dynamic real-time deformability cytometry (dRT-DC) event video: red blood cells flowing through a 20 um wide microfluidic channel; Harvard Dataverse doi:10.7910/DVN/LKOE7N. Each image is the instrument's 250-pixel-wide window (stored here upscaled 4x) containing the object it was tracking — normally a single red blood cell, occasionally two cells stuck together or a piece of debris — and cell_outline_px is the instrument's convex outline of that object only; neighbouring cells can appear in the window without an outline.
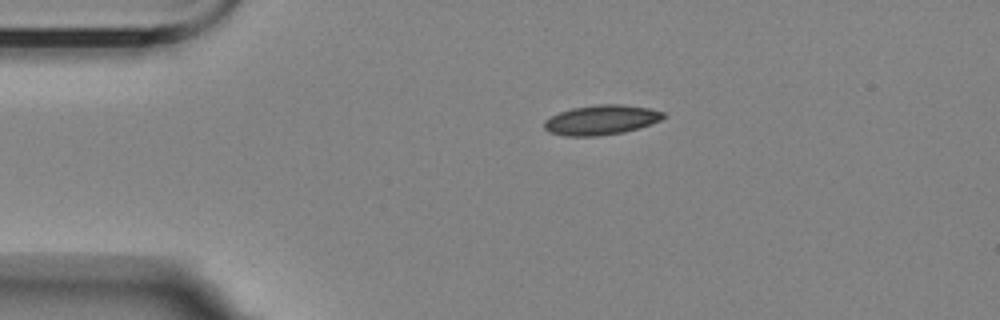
{"species": "Egyptian fruit bat (a non-hibernating species)", "species_latin": "Rousettus aegyptiacus", "temperature_condition": "room temperature", "stored_images_in_passage": 3, "camera_frame_rate_fps": 3000, "um_per_image_px": 0.085, "animal": {"sex": "female"}, "frame": {"image": 1, "passage_image": 3, "time_ms": 2.333, "image_size_px": [1000, 320], "cell_outline_px": [[668, 116], [660, 120], [640, 128], [624, 132], [596, 136], [564, 136], [548, 132], [544, 128], [544, 120], [560, 112], [572, 108], [600, 104], [620, 104], [648, 108], [664, 112]], "centroid_in_image_um": [51.11, 10.2], "position_along_channel_um": 33.9, "area_um2": 20.69}}